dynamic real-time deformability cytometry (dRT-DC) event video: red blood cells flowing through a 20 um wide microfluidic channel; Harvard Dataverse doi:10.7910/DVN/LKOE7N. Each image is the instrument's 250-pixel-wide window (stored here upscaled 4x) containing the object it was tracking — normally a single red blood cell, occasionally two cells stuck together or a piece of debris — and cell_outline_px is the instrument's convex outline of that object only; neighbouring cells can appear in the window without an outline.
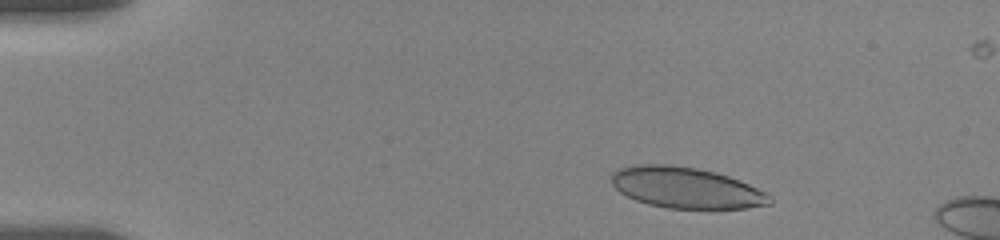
{"species": "human", "species_latin": "Homo sapiens", "temperature_condition": "room temperature", "stored_images_in_passage": 13, "camera_frame_rate_fps": 3000, "um_per_image_px": 0.085, "donor": {"sex": "female"}, "frame": {"image": 1, "passage_image": 6, "time_ms": 1.667, "image_size_px": [1000, 240], "cell_outline_px": [[772, 204], [748, 208], [668, 208], [648, 204], [636, 200], [620, 192], [612, 184], [612, 172], [616, 168], [636, 164], [668, 164], [696, 168], [716, 172], [740, 180], [768, 192], [772, 196]], "centroid_in_image_um": [58.34, 15.95], "position_along_channel_um": 26.7, "area_um2": 38.03}}